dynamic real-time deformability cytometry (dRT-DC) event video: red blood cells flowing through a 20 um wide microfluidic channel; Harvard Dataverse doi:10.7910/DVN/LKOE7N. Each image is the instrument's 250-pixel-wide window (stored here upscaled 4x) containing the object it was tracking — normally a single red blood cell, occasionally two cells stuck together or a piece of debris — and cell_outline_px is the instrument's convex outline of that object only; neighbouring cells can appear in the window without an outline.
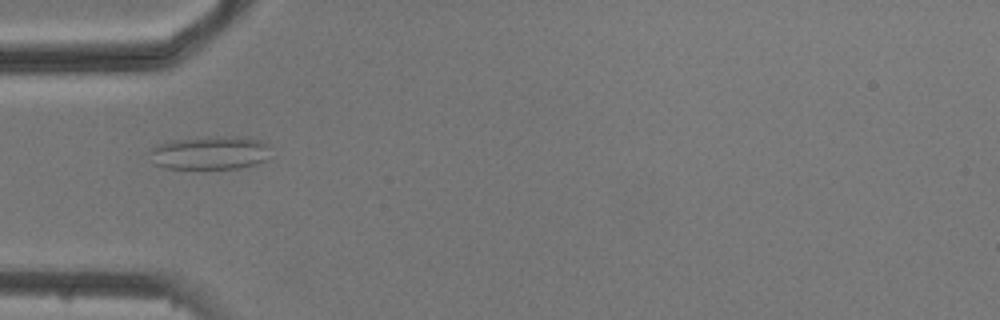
{"species": "common noctule bat (a hibernating species)", "species_latin": "Nyctalus noctula", "temperature_condition": "cold", "stored_images_in_passage": 5, "camera_frame_rate_fps": 3000, "um_per_image_px": 0.085, "animal": {"sex": "male", "body_mass_g": 20.5, "forearm_length_mm": 52.5}, "frame": {"image": 1, "passage_image": 5, "time_ms": 5.333, "image_size_px": [1000, 320], "cell_outline_px": [[268, 160], [240, 168], [164, 168], [152, 164], [148, 152], [156, 144], [172, 140], [204, 136], [252, 136], [264, 140], [268, 144]], "centroid_in_image_um": [17.85, 12.96], "position_along_channel_um": 67.2, "area_um2": 24.28}}